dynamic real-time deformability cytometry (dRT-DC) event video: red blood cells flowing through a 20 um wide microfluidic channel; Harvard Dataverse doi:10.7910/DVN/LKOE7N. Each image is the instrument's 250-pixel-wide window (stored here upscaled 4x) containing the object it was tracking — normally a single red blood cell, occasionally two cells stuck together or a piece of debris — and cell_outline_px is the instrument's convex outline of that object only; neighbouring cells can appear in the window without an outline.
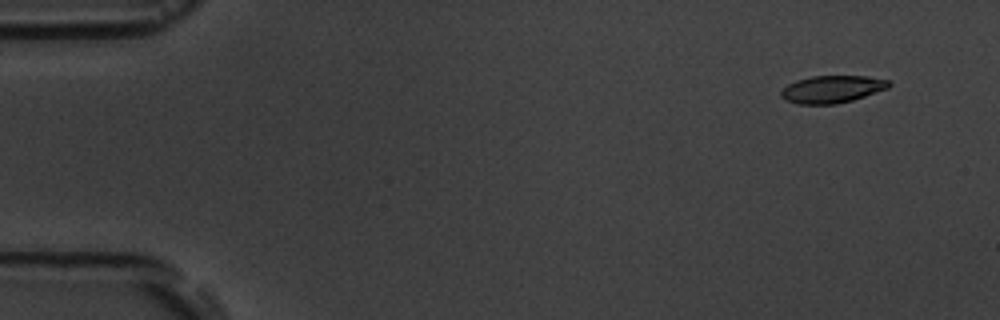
{"species": "common noctule bat (a hibernating species)", "species_latin": "Nyctalus noctula", "temperature_condition": "room temperature", "stored_images_in_passage": 6, "camera_frame_rate_fps": 3000, "um_per_image_px": 0.085, "animal": {"sex": "male", "body_mass_g": 19.5, "forearm_length_mm": 54.6}, "frame": {"image": 1, "passage_image": 2, "time_ms": 1.333, "image_size_px": [1000, 320], "cell_outline_px": [[892, 84], [888, 88], [852, 100], [836, 104], [796, 104], [784, 100], [780, 96], [780, 92], [788, 84], [796, 80], [812, 76], [868, 76], [888, 80]], "centroid_in_image_um": [70.7, 7.58], "position_along_channel_um": 14.3, "area_um2": 17.22}}
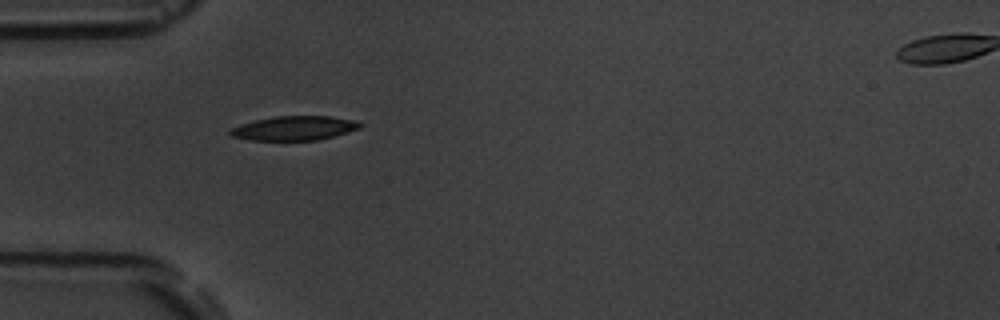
{"frame": {"image": 2, "passage_image": 5, "time_ms": 5.667, "image_size_px": [1000, 320], "cell_outline_px": [[364, 124], [360, 128], [332, 136], [316, 140], [248, 140], [232, 136], [228, 132], [228, 128], [252, 120], [276, 116], [328, 116], [352, 120]], "centroid_in_image_um": [24.93, 10.89], "position_along_channel_um": 60.1, "area_um2": 18.32}}
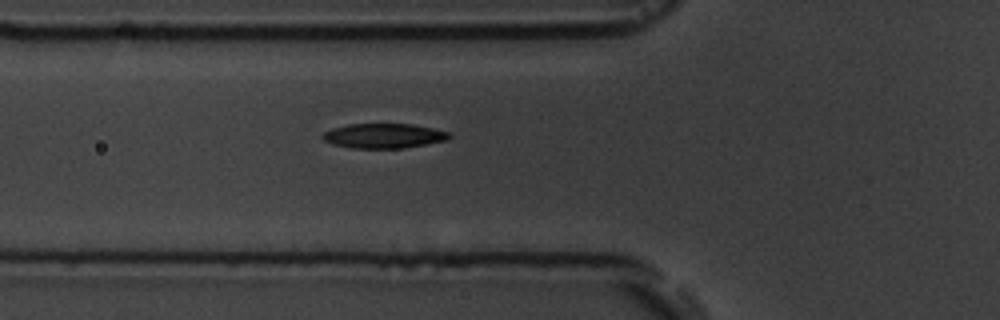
{"frame": {"image": 3, "passage_image": 6, "time_ms": 6.667, "image_size_px": [1000, 320], "cell_outline_px": [[452, 136], [448, 140], [428, 144], [404, 148], [352, 148], [332, 144], [324, 140], [320, 136], [324, 132], [332, 128], [348, 124], [412, 124], [452, 132]], "centroid_in_image_um": [32.65, 11.55], "position_along_channel_um": 93.2, "area_um2": 18.44}}